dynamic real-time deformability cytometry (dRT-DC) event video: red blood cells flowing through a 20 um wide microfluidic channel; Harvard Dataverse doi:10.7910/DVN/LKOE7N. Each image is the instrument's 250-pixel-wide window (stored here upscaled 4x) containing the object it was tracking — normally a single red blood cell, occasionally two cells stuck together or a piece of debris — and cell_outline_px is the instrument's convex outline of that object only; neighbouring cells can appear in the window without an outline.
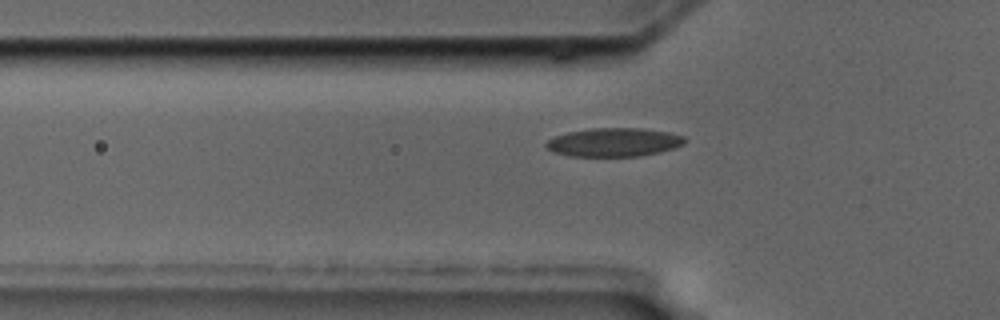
{"species": "common noctule bat (a hibernating species)", "species_latin": "Nyctalus noctula", "temperature_condition": "cold", "stored_images_in_passage": 15, "camera_frame_rate_fps": 3000, "um_per_image_px": 0.085, "animal": {"sex": "male", "body_mass_g": 17.5, "forearm_length_mm": 52.3}, "frame": {"image": 1, "passage_image": 9, "time_ms": 2.667, "image_size_px": [1000, 320], "cell_outline_px": [[688, 140], [684, 144], [676, 148], [660, 152], [640, 156], [572, 156], [552, 152], [544, 148], [544, 144], [548, 140], [556, 136], [568, 132], [592, 128], [640, 128], [668, 132], [684, 136]], "centroid_in_image_um": [52.2, 12.09], "position_along_channel_um": 73.6, "area_um2": 23.29}}
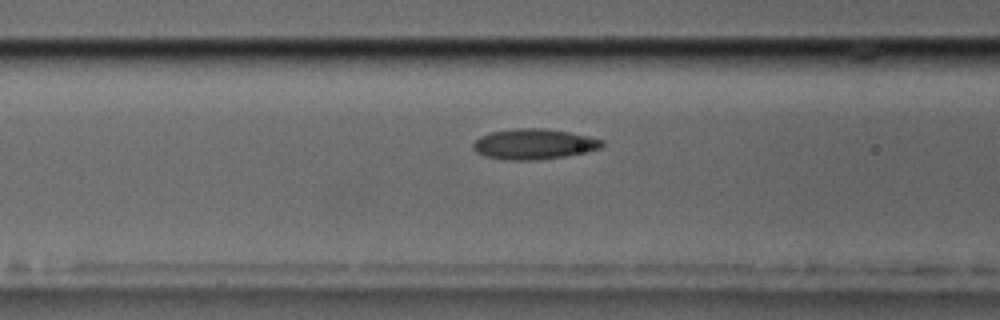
{"frame": {"image": 2, "passage_image": 13, "time_ms": 4.0, "image_size_px": [1000, 320], "cell_outline_px": [[604, 144], [600, 148], [588, 152], [540, 160], [504, 160], [484, 156], [476, 152], [472, 148], [472, 144], [480, 136], [492, 132], [512, 128], [544, 128], [568, 132], [588, 136], [604, 140]], "centroid_in_image_um": [45.37, 12.25], "position_along_channel_um": 121.2, "area_um2": 23.06}}